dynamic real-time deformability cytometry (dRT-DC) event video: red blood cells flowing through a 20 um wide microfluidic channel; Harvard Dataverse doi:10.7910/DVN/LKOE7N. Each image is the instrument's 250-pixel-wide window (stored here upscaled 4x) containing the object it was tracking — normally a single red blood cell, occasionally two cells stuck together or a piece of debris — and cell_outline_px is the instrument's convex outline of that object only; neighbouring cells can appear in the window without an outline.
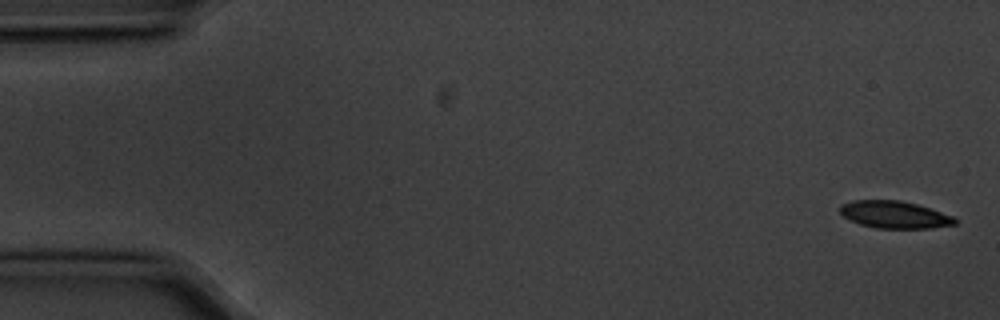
{"species": "common noctule bat (a hibernating species)", "species_latin": "Nyctalus noctula", "temperature_condition": "cold", "stored_images_in_passage": 4, "camera_frame_rate_fps": 3000, "um_per_image_px": 0.085, "animal": {"sex": "male", "body_mass_g": 20.1, "forearm_length_mm": 53.5}, "frame": {"image": 1, "passage_image": 1, "time_ms": 0.0, "image_size_px": [1000, 320], "cell_outline_px": [[960, 220], [956, 224], [932, 228], [876, 228], [860, 224], [844, 216], [840, 212], [840, 204], [852, 200], [900, 200], [916, 204], [956, 216]], "centroid_in_image_um": [76.09, 18.24], "position_along_channel_um": 8.9, "area_um2": 18.38}}
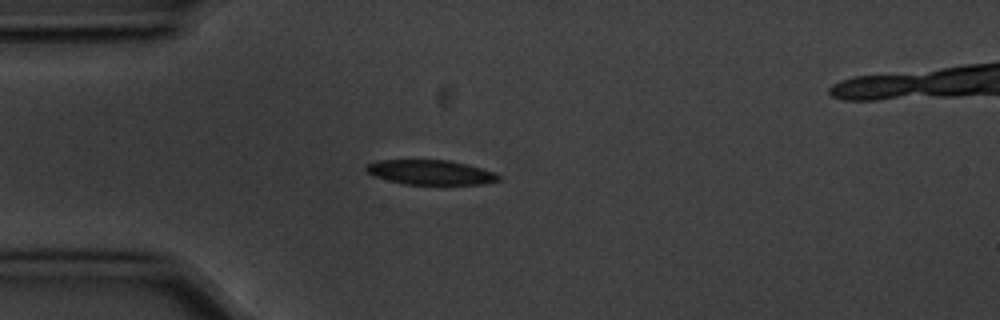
{"frame": {"image": 2, "passage_image": 4, "time_ms": 1.0, "image_size_px": [1000, 320], "cell_outline_px": [[504, 176], [500, 180], [484, 184], [404, 184], [388, 180], [376, 176], [368, 172], [364, 168], [368, 164], [376, 160], [452, 160], [496, 172]], "centroid_in_image_um": [36.67, 14.64], "position_along_channel_um": 48.3, "area_um2": 19.13}}